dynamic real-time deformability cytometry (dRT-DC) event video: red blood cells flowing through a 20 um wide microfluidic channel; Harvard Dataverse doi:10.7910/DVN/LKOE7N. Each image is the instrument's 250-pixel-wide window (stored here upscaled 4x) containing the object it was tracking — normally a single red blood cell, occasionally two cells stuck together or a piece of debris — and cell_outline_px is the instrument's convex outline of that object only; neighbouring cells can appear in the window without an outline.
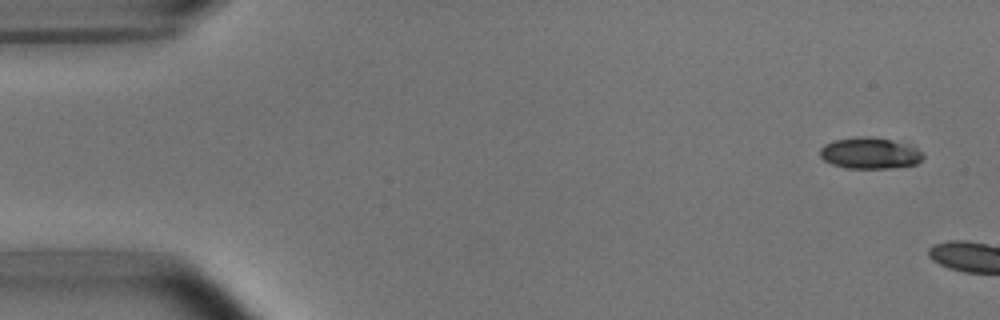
{"species": "common noctule bat (a hibernating species)", "species_latin": "Nyctalus noctula", "temperature_condition": "room temperature", "stored_images_in_passage": 2, "camera_frame_rate_fps": 3000, "um_per_image_px": 0.085, "animal": {"sex": "male", "body_mass_g": 15.6}, "frame": {"image": 1, "passage_image": 1, "time_ms": 0.0, "image_size_px": [1000, 320], "cell_outline_px": [[924, 160], [916, 164], [888, 168], [844, 168], [832, 164], [824, 160], [820, 156], [820, 148], [824, 144], [836, 140], [856, 136], [868, 136], [892, 140], [912, 144], [924, 152]], "centroid_in_image_um": [73.99, 13.01], "position_along_channel_um": 11.0, "area_um2": 19.13}}